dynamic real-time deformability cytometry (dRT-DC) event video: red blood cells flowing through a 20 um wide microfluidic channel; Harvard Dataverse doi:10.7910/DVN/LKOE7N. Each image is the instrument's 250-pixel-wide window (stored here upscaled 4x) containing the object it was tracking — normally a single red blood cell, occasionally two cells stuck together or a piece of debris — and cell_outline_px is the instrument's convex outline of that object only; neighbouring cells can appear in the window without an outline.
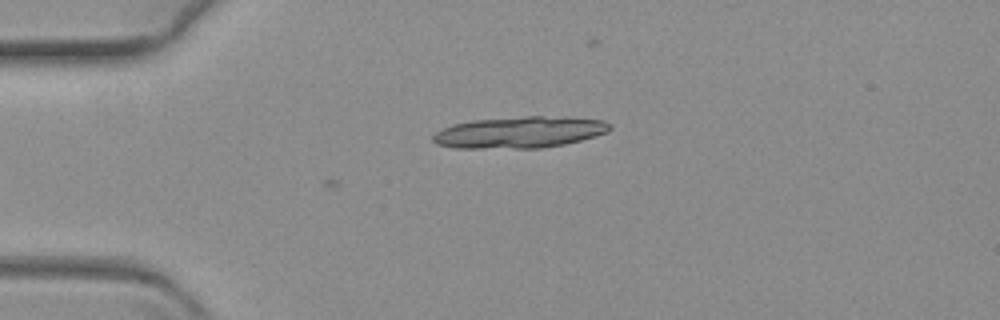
{"species": "common noctule bat (a hibernating species)", "species_latin": "Nyctalus noctula", "temperature_condition": "warm", "stored_images_in_passage": 4, "camera_frame_rate_fps": 3000, "um_per_image_px": 0.085, "animal": {"sex": "female", "body_mass_g": 19.3, "forearm_length_mm": 54.1}, "frame": {"image": 1, "passage_image": 4, "time_ms": 1.0, "image_size_px": [1000, 320], "cell_outline_px": [[612, 128], [608, 132], [596, 136], [564, 144], [540, 148], [456, 148], [436, 144], [432, 140], [432, 136], [436, 132], [452, 124], [472, 120], [524, 116], [568, 116], [604, 120], [612, 124]], "centroid_in_image_um": [44.21, 11.23], "position_along_channel_um": 40.8, "area_um2": 32.83}}